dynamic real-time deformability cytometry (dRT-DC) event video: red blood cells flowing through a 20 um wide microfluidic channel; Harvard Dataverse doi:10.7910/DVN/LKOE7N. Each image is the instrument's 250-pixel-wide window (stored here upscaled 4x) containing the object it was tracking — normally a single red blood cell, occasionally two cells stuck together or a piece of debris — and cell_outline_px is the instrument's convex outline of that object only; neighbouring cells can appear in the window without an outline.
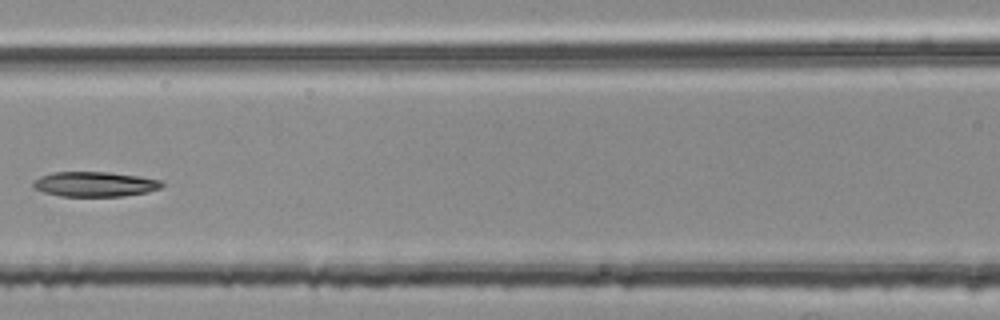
{"species": "common noctule bat (a hibernating species)", "species_latin": "Nyctalus noctula", "temperature_condition": "room temperature", "stored_images_in_passage": 5, "camera_frame_rate_fps": 3000, "um_per_image_px": 0.085, "animal": {"sex": "female", "body_mass_g": 25.1}, "frame": {"image": 1, "passage_image": 5, "time_ms": 1.333, "image_size_px": [1000, 320], "cell_outline_px": [[164, 184], [160, 188], [148, 192], [124, 196], [60, 196], [44, 192], [32, 188], [32, 180], [40, 176], [52, 172], [108, 172], [140, 176], [160, 180]], "centroid_in_image_um": [8.02, 15.65], "position_along_channel_um": 158.6, "area_um2": 18.84}}